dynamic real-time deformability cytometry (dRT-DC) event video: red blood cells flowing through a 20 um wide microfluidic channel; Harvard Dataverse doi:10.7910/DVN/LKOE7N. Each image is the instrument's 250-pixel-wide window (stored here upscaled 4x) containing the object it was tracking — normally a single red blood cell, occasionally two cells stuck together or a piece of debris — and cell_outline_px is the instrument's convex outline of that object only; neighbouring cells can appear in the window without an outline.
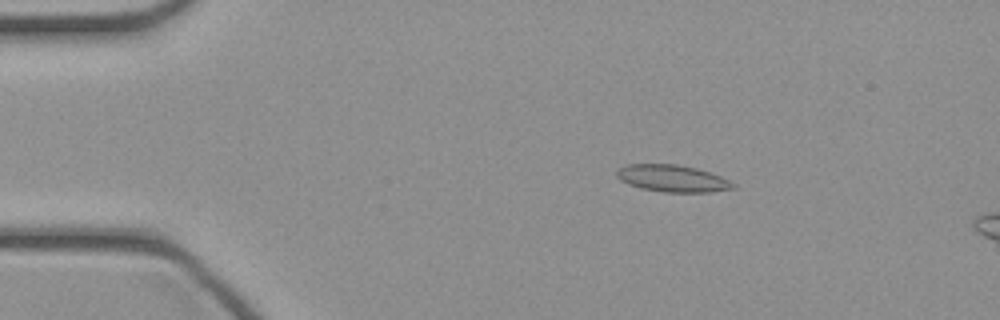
{"species": "common noctule bat (a hibernating species)", "species_latin": "Nyctalus noctula", "temperature_condition": "cold", "stored_images_in_passage": 42, "segment_of_instrument_passage": [1, 2], "camera_frame_rate_fps": 3000, "um_per_image_px": 0.085, "animal": {"sex": "female", "body_mass_g": 21.9}, "frame": {"image": 1, "passage_image": 3, "time_ms": 0.667, "image_size_px": [1000, 320], "cell_outline_px": [[736, 188], [708, 192], [664, 192], [644, 188], [628, 184], [620, 180], [616, 176], [616, 168], [628, 164], [676, 164], [696, 168], [720, 176], [736, 184]], "centroid_in_image_um": [57.13, 15.16], "position_along_channel_um": 27.9, "area_um2": 18.21}}
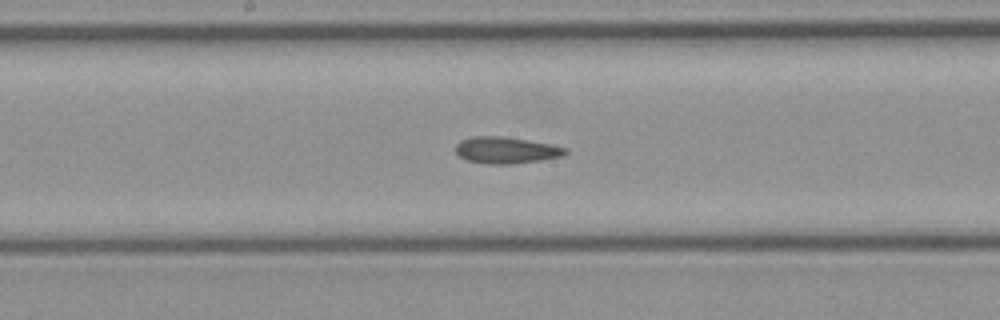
{"frame": {"image": 2, "passage_image": 19, "time_ms": 6.0, "image_size_px": [1000, 320], "cell_outline_px": [[568, 152], [564, 156], [540, 160], [512, 164], [488, 164], [468, 160], [460, 156], [456, 152], [456, 144], [460, 140], [472, 136], [500, 136], [528, 140], [552, 144], [568, 148]], "centroid_in_image_um": [43.05, 12.76], "position_along_channel_um": 205.2, "area_um2": 17.05}}
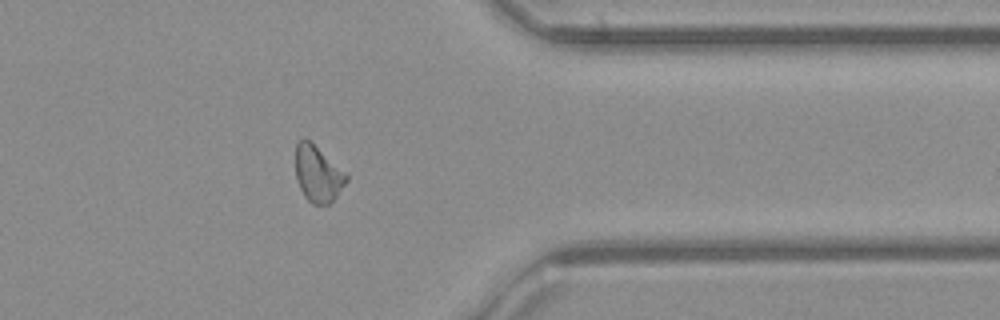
{"frame": {"image": 3, "passage_image": 32, "time_ms": 10.333, "image_size_px": [1000, 320], "cell_outline_px": [[348, 180], [336, 196], [328, 204], [312, 204], [304, 196], [296, 180], [296, 144], [304, 136], [344, 172], [348, 176]], "centroid_in_image_um": [26.99, 14.79], "position_along_channel_um": 384.4, "area_um2": 16.24}}